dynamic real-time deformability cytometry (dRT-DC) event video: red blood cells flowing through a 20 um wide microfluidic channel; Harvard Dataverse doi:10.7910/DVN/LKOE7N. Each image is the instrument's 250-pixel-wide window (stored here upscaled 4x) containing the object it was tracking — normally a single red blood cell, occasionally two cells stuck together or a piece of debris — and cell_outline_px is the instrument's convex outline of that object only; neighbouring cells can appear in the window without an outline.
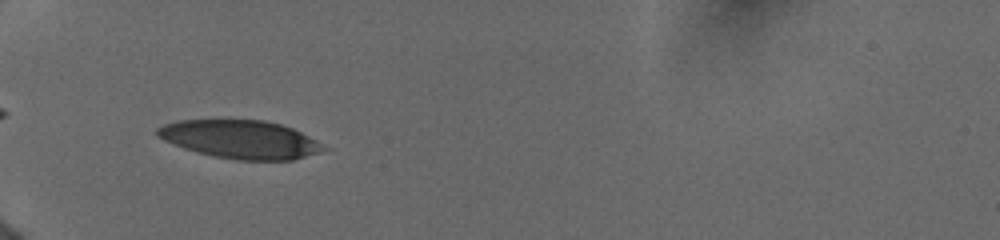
{"species": "human", "species_latin": "Homo sapiens", "temperature_condition": "cold", "stored_images_in_passage": 5, "camera_frame_rate_fps": 3000, "um_per_image_px": 0.085, "donor": {"sex": "female"}, "frame": {"image": 1, "passage_image": 2, "time_ms": 0.667, "image_size_px": [1000, 240], "cell_outline_px": [[332, 148], [320, 152], [292, 160], [236, 160], [196, 152], [184, 148], [164, 140], [156, 136], [156, 128], [164, 124], [176, 120], [264, 120], [280, 124], [292, 128]], "centroid_in_image_um": [20.45, 11.84], "position_along_channel_um": 64.6, "area_um2": 37.11}}
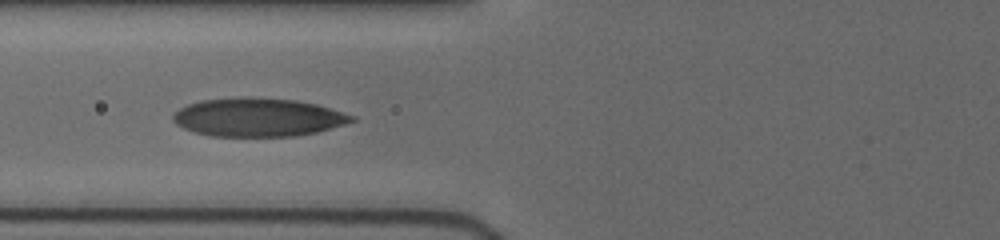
{"frame": {"image": 2, "passage_image": 4, "time_ms": 2.0, "image_size_px": [1000, 240], "cell_outline_px": [[356, 120], [344, 124], [316, 132], [296, 136], [208, 136], [184, 128], [176, 124], [172, 120], [172, 116], [180, 108], [188, 104], [200, 100], [240, 96], [252, 96], [296, 100], [316, 104], [356, 116]], "centroid_in_image_um": [21.91, 9.95], "position_along_channel_um": 103.9, "area_um2": 40.23}}